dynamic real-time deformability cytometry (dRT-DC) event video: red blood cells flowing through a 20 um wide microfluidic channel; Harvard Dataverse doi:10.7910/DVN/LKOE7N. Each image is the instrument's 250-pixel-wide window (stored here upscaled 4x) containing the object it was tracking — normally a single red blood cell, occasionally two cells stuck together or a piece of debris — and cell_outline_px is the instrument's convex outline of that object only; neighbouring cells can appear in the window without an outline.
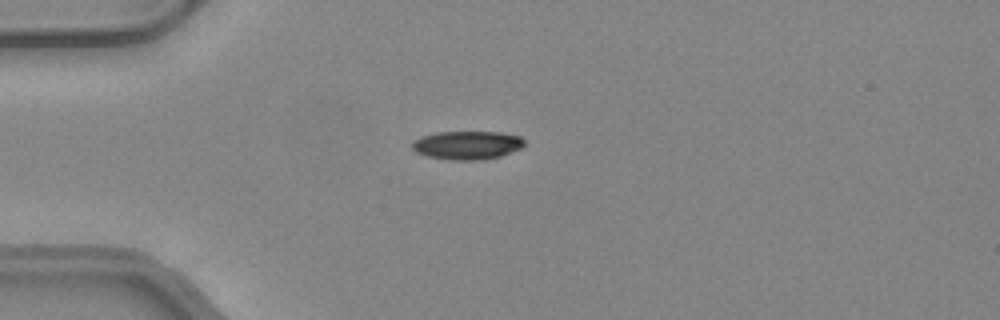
{"species": "common noctule bat (a hibernating species)", "species_latin": "Nyctalus noctula", "temperature_condition": "warm", "stored_images_in_passage": 28, "camera_frame_rate_fps": 3000, "um_per_image_px": 0.085, "animal": {"sex": "female", "body_mass_g": 24.6, "forearm_length_mm": 56.2}, "frame": {"image": 1, "passage_image": 1, "time_ms": 0.0, "image_size_px": [1000, 320], "cell_outline_px": [[524, 144], [520, 148], [500, 156], [484, 160], [452, 160], [428, 156], [416, 152], [412, 148], [412, 140], [420, 136], [436, 132], [500, 132], [520, 136], [524, 140]], "centroid_in_image_um": [39.68, 12.33], "position_along_channel_um": 45.3, "area_um2": 18.67}}
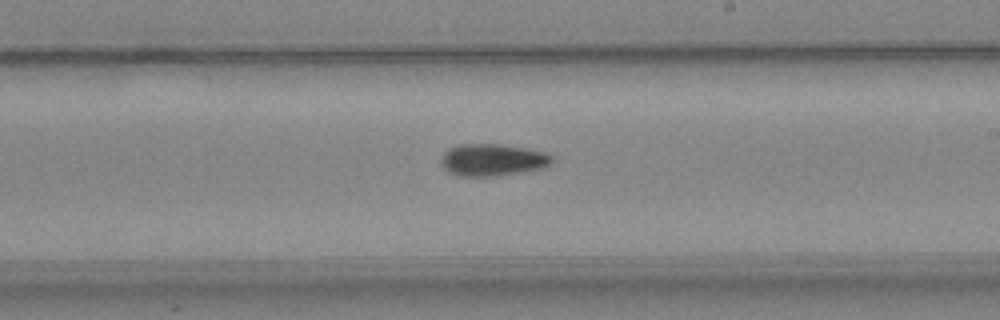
{"frame": {"image": 2, "passage_image": 17, "time_ms": 5.333, "image_size_px": [1000, 320], "cell_outline_px": [[552, 164], [544, 168], [524, 172], [500, 176], [460, 176], [448, 172], [440, 164], [440, 156], [448, 148], [460, 144], [496, 144], [524, 148], [544, 152], [552, 156]], "centroid_in_image_um": [41.84, 13.6], "position_along_channel_um": 247.2, "area_um2": 20.98}}
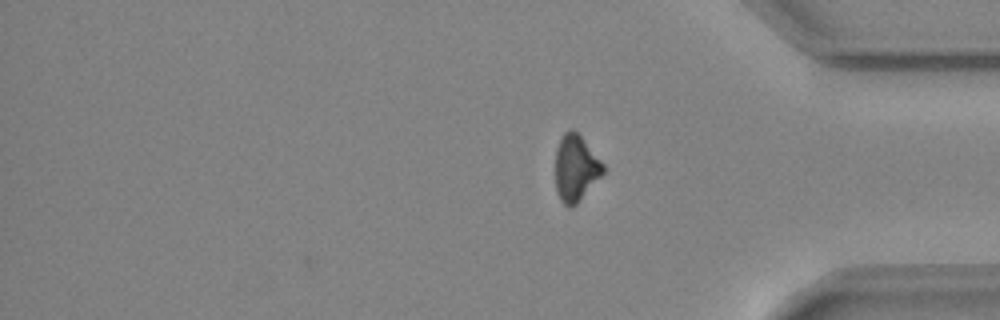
{"frame": {"image": 3, "passage_image": 28, "time_ms": 9.0, "image_size_px": [1000, 320], "cell_outline_px": [[604, 172], [576, 204], [572, 208], [568, 208], [560, 200], [556, 192], [556, 148], [560, 136], [568, 128], [572, 128], [580, 136], [604, 164]], "centroid_in_image_um": [48.91, 14.28], "position_along_channel_um": 386.3, "area_um2": 18.38}, "authors_computed_cell_mechanics": {"area_um2": 20.1144, "velocity_mm_per_s": 4.1928, "shape_relaxation_time_tau1_ms": 5.8867, "shape_relaxation_time_tau2_ms": null, "deformation_change_tau1": 0.1556, "deformation_change_tau2": null}}